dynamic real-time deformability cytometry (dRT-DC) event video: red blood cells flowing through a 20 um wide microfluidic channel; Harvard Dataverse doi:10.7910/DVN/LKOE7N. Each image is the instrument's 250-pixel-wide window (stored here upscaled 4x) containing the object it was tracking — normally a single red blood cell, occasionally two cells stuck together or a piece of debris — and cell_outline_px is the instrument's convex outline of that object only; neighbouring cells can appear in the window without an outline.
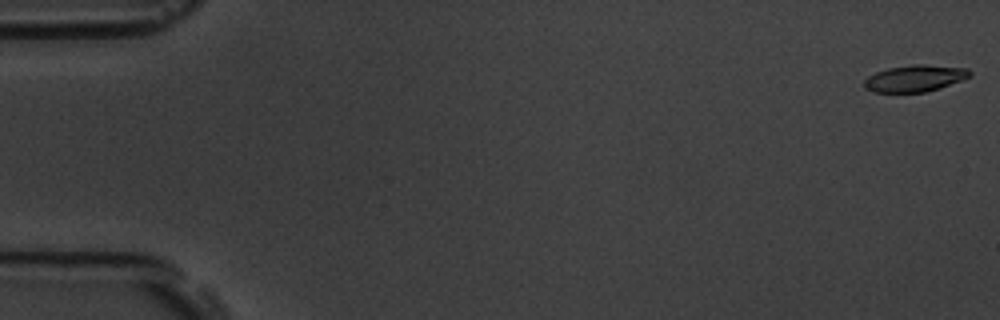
{"species": "common noctule bat (a hibernating species)", "species_latin": "Nyctalus noctula", "temperature_condition": "room temperature", "stored_images_in_passage": 9, "camera_frame_rate_fps": 3000, "um_per_image_px": 0.085, "animal": {"sex": "male", "body_mass_g": 19.5, "forearm_length_mm": 54.6}, "frame": {"image": 1, "passage_image": 1, "time_ms": 0.0, "image_size_px": [1000, 320], "cell_outline_px": [[972, 76], [940, 88], [924, 92], [872, 92], [864, 88], [864, 80], [868, 76], [876, 72], [888, 68], [912, 64], [924, 64], [968, 68], [972, 72]], "centroid_in_image_um": [77.77, 6.65], "position_along_channel_um": 7.2, "area_um2": 16.53}}
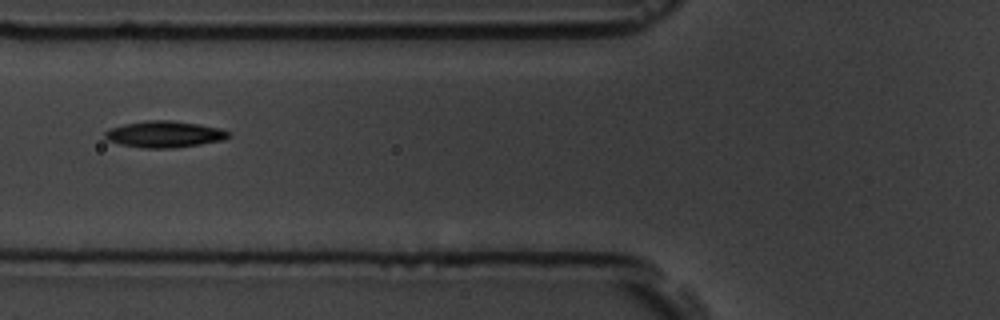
{"frame": {"image": 2, "passage_image": 7, "time_ms": 7.0, "image_size_px": [1000, 320], "cell_outline_px": [[232, 136], [224, 140], [200, 144], [172, 148], [144, 148], [120, 144], [108, 140], [104, 136], [104, 132], [112, 128], [124, 124], [148, 120], [172, 120], [200, 124], [220, 128], [232, 132]], "centroid_in_image_um": [14.04, 11.4], "position_along_channel_um": 111.8, "area_um2": 19.13}}
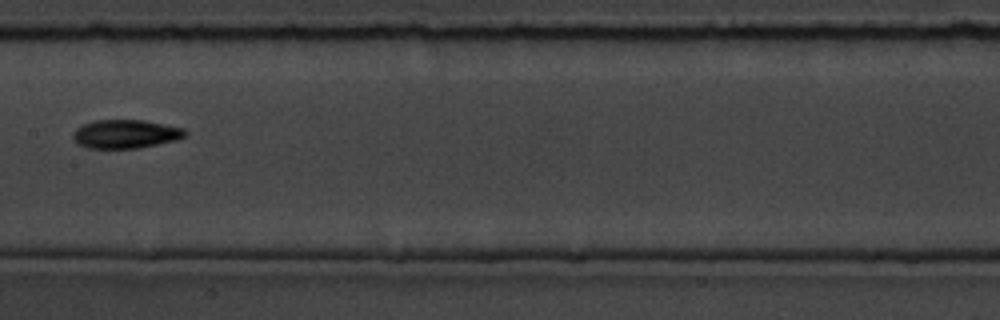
{"frame": {"image": 3, "passage_image": 9, "time_ms": 9.333, "image_size_px": [1000, 320], "cell_outline_px": [[188, 132], [184, 136], [176, 140], [140, 148], [88, 148], [80, 144], [72, 136], [72, 132], [76, 128], [92, 120], [144, 120], [184, 128]], "centroid_in_image_um": [10.68, 11.38], "position_along_channel_um": 196.7, "area_um2": 18.67}}